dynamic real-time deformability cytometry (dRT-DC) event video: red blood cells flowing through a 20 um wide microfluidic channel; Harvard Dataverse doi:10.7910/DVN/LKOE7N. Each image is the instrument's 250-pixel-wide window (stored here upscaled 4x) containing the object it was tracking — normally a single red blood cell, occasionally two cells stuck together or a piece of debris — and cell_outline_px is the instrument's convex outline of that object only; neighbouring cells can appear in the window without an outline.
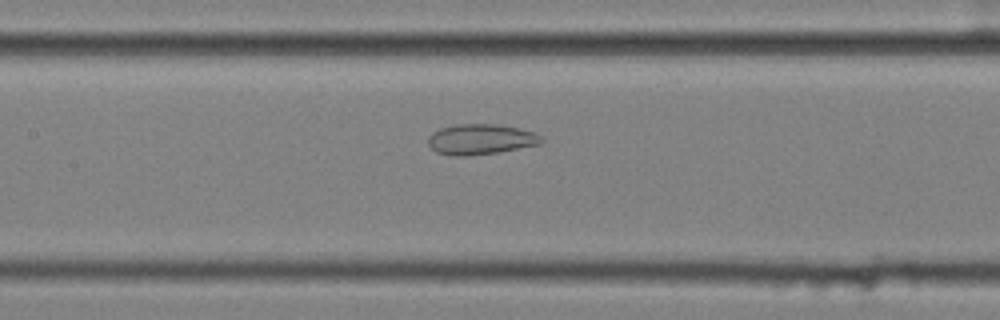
{"species": "common noctule bat (a hibernating species)", "species_latin": "Nyctalus noctula", "temperature_condition": "cold", "stored_images_in_passage": 49, "camera_frame_rate_fps": 3000, "um_per_image_px": 0.085, "animal": {"sex": "female", "body_mass_g": 25.1}, "frame": {"image": 1, "passage_image": 19, "time_ms": 6.0, "image_size_px": [1000, 320], "cell_outline_px": [[544, 144], [500, 152], [464, 156], [456, 156], [436, 152], [428, 144], [428, 136], [432, 132], [440, 128], [456, 124], [496, 124], [520, 128], [536, 132], [544, 140]], "centroid_in_image_um": [40.9, 11.84], "position_along_channel_um": 166.5, "area_um2": 20.4}}
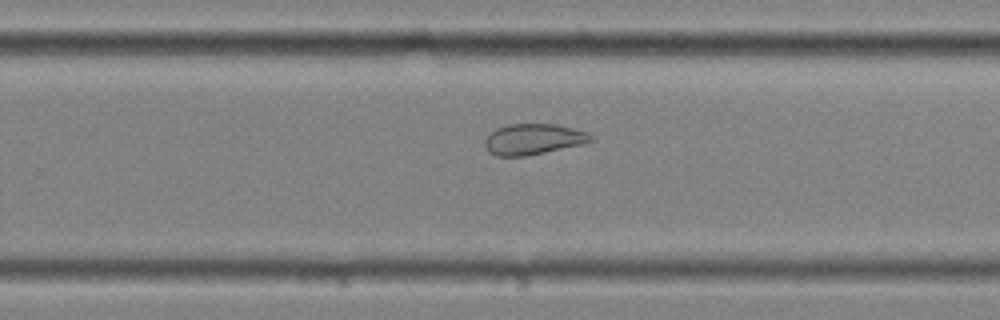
{"frame": {"image": 2, "passage_image": 29, "time_ms": 9.333, "image_size_px": [1000, 320], "cell_outline_px": [[592, 140], [584, 144], [524, 156], [496, 156], [488, 152], [484, 144], [484, 140], [496, 128], [508, 124], [556, 124], [588, 132], [592, 136]], "centroid_in_image_um": [45.31, 11.83], "position_along_channel_um": 284.5, "area_um2": 18.96}}
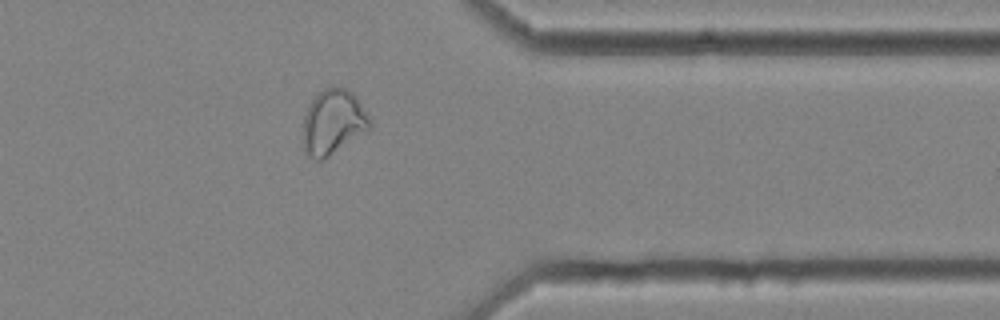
{"frame": {"image": 3, "passage_image": 38, "time_ms": 12.333, "image_size_px": [1000, 320], "cell_outline_px": [[372, 124], [368, 128], [324, 160], [316, 160], [308, 156], [304, 152], [304, 116], [308, 104], [316, 92], [332, 84], [348, 88], [356, 96], [372, 116]], "centroid_in_image_um": [28.32, 10.31], "position_along_channel_um": 383.1, "area_um2": 25.72}, "authors_computed_cell_mechanics": {"area_um2": 25.721, "velocity_mm_per_s": 3.5485, "shape_relaxation_time_tau1_ms": null, "shape_relaxation_time_tau2_ms": 1.7927, "deformation_change_tau1": null, "deformation_change_tau2": 0.0766}}